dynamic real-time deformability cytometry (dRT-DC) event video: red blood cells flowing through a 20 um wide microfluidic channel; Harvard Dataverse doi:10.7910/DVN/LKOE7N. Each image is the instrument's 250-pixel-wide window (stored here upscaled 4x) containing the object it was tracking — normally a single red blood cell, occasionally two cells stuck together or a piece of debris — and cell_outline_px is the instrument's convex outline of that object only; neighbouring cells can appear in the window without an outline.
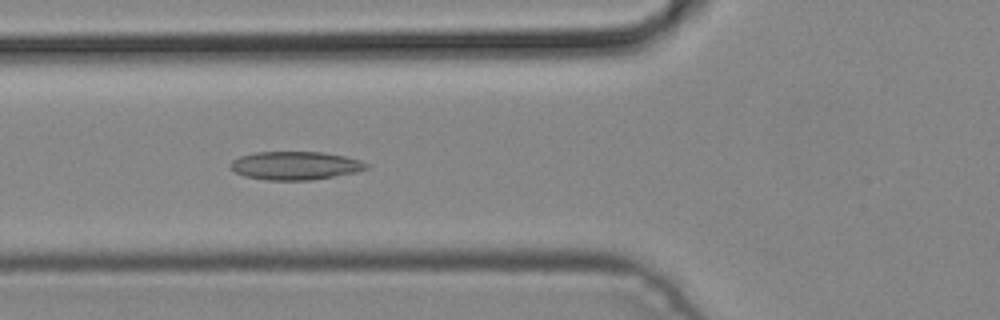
{"species": "common noctule bat (a hibernating species)", "species_latin": "Nyctalus noctula", "temperature_condition": "cold", "stored_images_in_passage": 7, "camera_frame_rate_fps": 3000, "um_per_image_px": 0.085, "animal": {"sex": "male", "body_mass_g": 19.2, "forearm_length_mm": 51.8}, "frame": {"image": 1, "passage_image": 5, "time_ms": 1.333, "image_size_px": [1000, 320], "cell_outline_px": [[368, 168], [356, 172], [312, 180], [264, 180], [244, 176], [236, 172], [228, 164], [232, 160], [240, 156], [256, 152], [324, 152], [344, 156], [360, 160], [368, 164]], "centroid_in_image_um": [25.08, 14.07], "position_along_channel_um": 100.7, "area_um2": 22.43}}
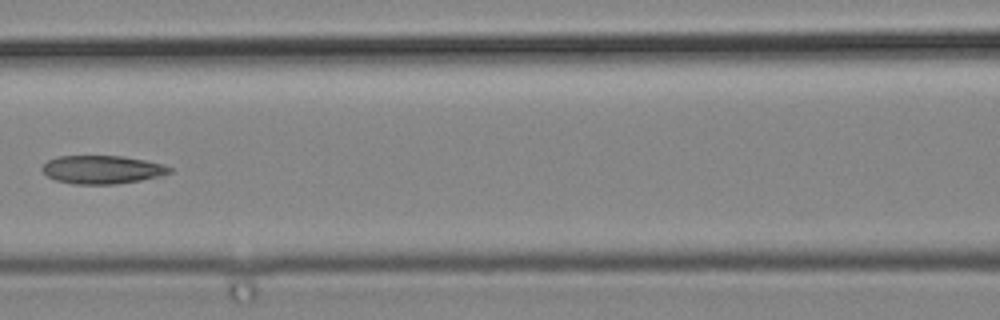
{"frame": {"image": 2, "passage_image": 6, "time_ms": 1.667, "image_size_px": [1000, 320], "cell_outline_px": [[172, 172], [140, 180], [112, 184], [72, 184], [56, 180], [48, 176], [40, 168], [48, 160], [56, 156], [120, 156], [144, 160], [164, 164], [172, 168]], "centroid_in_image_um": [8.65, 14.41], "position_along_channel_um": 158.0, "area_um2": 20.81}}
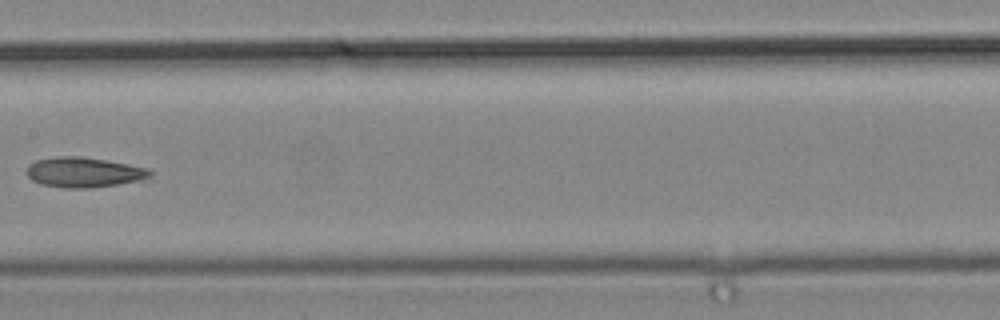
{"frame": {"image": 3, "passage_image": 7, "time_ms": 2.0, "image_size_px": [1000, 320], "cell_outline_px": [[152, 176], [140, 180], [92, 188], [64, 188], [40, 184], [32, 180], [28, 176], [28, 164], [36, 160], [56, 156], [80, 156], [128, 164], [148, 168], [152, 172]], "centroid_in_image_um": [7.11, 14.64], "position_along_channel_um": 200.3, "area_um2": 21.56}}